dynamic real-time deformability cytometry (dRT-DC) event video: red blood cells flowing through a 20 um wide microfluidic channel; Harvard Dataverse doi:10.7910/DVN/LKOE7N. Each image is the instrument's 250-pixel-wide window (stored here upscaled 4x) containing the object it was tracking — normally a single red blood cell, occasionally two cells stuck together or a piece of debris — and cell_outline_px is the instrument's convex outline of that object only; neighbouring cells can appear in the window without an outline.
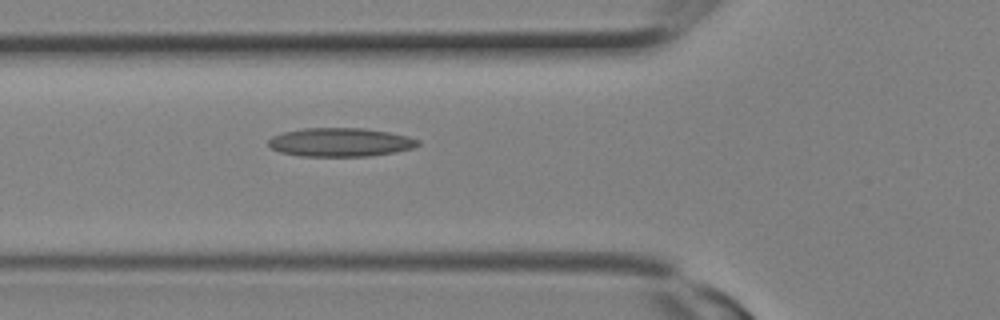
{"species": "Egyptian fruit bat (a non-hibernating species)", "species_latin": "Rousettus aegyptiacus", "temperature_condition": "room temperature", "stored_images_in_passage": 7, "camera_frame_rate_fps": 3000, "um_per_image_px": 0.085, "animal": {"sex": "female"}, "frame": {"image": 1, "passage_image": 7, "time_ms": 2.0, "image_size_px": [1000, 320], "cell_outline_px": [[420, 144], [412, 148], [396, 152], [372, 156], [300, 156], [280, 152], [272, 148], [268, 144], [268, 140], [272, 136], [284, 132], [304, 128], [364, 128], [388, 132], [408, 136], [420, 140]], "centroid_in_image_um": [28.94, 12.09], "position_along_channel_um": 96.9, "area_um2": 25.03}}